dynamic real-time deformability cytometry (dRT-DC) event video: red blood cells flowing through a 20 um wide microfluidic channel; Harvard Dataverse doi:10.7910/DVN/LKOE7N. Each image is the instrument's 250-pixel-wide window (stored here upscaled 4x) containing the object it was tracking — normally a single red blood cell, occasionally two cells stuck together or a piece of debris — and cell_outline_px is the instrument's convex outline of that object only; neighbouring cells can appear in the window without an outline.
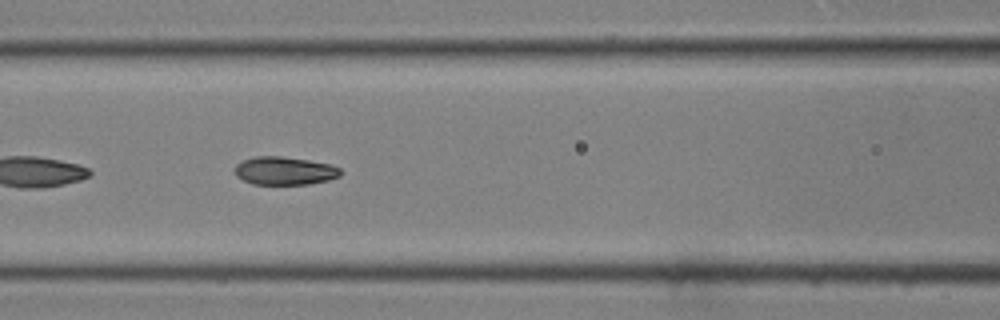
{"species": "common noctule bat (a hibernating species)", "species_latin": "Nyctalus noctula", "temperature_condition": "room temperature", "stored_images_in_passage": 42, "camera_frame_rate_fps": 3000, "um_per_image_px": 0.085, "animal": {"sex": "male", "body_mass_g": 19.0, "forearm_length_mm": 50.8}, "frame": {"image": 1, "passage_image": 19, "time_ms": 6.0, "image_size_px": [1000, 320], "cell_outline_px": [[340, 176], [328, 180], [308, 184], [252, 184], [236, 176], [236, 164], [244, 160], [256, 156], [280, 156], [308, 160], [332, 164], [340, 168]], "centroid_in_image_um": [24.21, 14.51], "position_along_channel_um": 142.4, "area_um2": 17.22}}
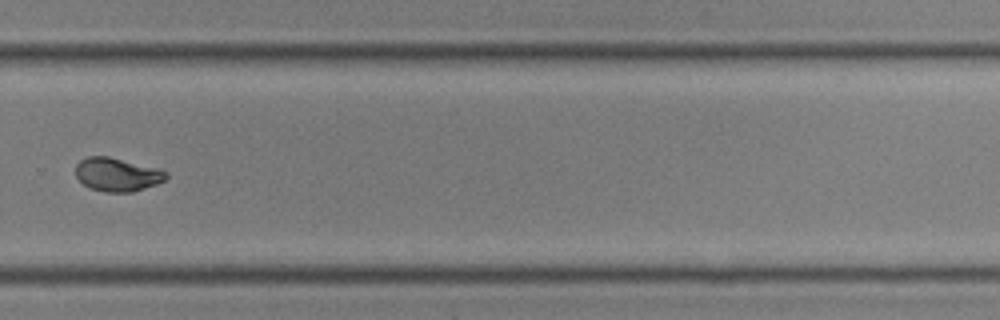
{"frame": {"image": 2, "passage_image": 30, "time_ms": 9.667, "image_size_px": [1000, 320], "cell_outline_px": [[168, 176], [164, 180], [156, 184], [132, 192], [104, 192], [92, 188], [84, 184], [76, 176], [76, 164], [80, 160], [88, 156], [108, 156], [160, 168], [168, 172]], "centroid_in_image_um": [9.98, 14.82], "position_along_channel_um": 319.8, "area_um2": 17.69}}